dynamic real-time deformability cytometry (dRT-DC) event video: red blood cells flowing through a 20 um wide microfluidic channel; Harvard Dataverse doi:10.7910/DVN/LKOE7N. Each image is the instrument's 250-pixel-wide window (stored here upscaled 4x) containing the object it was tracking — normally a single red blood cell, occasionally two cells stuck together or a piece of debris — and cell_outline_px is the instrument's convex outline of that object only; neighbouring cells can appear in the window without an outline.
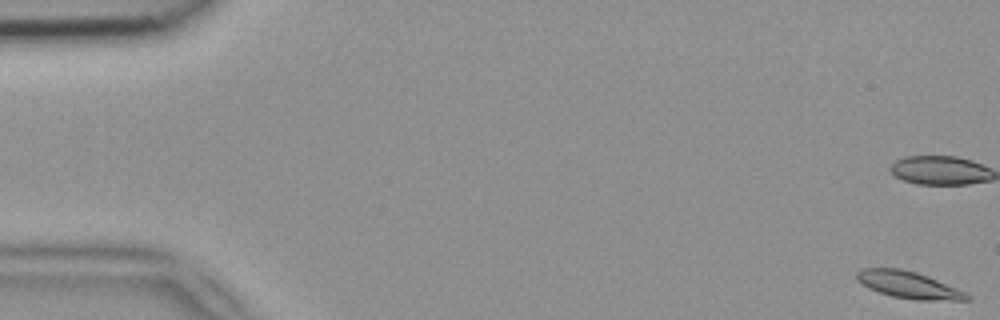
{"species": "common noctule bat (a hibernating species)", "species_latin": "Nyctalus noctula", "temperature_condition": "room temperature", "stored_images_in_passage": 50, "camera_frame_rate_fps": 3000, "um_per_image_px": 0.085, "animal": {"sex": "female", "body_mass_g": 18.4}, "frame": {"image": 1, "passage_image": 1, "time_ms": 0.0, "image_size_px": [1000, 320], "cell_outline_px": [[972, 300], [916, 300], [892, 296], [868, 288], [860, 284], [856, 280], [856, 272], [864, 268], [900, 268], [916, 272], [928, 276], [964, 292], [972, 296]], "centroid_in_image_um": [77.2, 24.21], "position_along_channel_um": 7.8, "area_um2": 17.22}}